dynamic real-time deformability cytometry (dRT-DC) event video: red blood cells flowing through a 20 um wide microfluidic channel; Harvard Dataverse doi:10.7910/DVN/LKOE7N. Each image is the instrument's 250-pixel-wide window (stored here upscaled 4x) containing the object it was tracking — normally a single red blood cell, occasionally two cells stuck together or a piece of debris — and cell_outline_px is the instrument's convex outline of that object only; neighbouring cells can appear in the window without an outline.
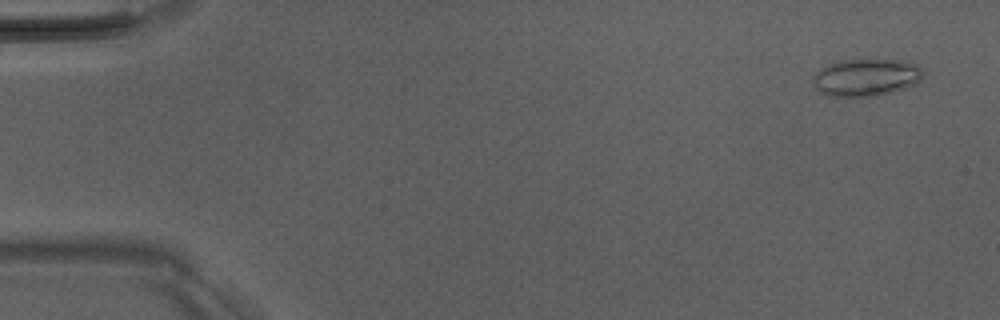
{"species": "Egyptian fruit bat (a non-hibernating species)", "species_latin": "Rousettus aegyptiacus", "temperature_condition": "room temperature", "stored_images_in_passage": 7, "camera_frame_rate_fps": 3000, "um_per_image_px": 0.085, "animal": {"sex": "male"}, "frame": {"image": 1, "passage_image": 1, "time_ms": 0.0, "image_size_px": [1000, 320], "cell_outline_px": [[924, 72], [920, 80], [916, 84], [892, 92], [876, 96], [828, 96], [820, 92], [816, 88], [812, 80], [812, 76], [820, 68], [828, 64], [840, 60], [912, 60]], "centroid_in_image_um": [73.62, 6.57], "position_along_channel_um": 11.4, "area_um2": 24.16}}